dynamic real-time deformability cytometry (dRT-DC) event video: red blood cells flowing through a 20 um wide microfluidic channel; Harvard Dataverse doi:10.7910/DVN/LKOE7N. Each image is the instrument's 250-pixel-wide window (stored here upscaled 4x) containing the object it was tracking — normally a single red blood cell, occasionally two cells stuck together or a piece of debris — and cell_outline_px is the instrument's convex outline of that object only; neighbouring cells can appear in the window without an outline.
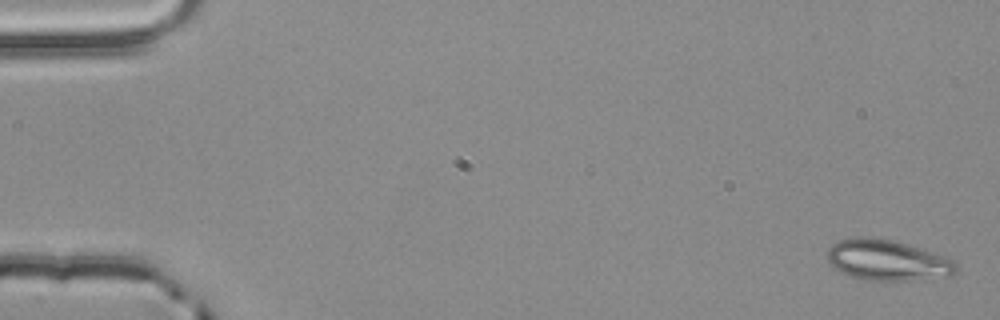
{"species": "common noctule bat (a hibernating species)", "species_latin": "Nyctalus noctula", "temperature_condition": "room temperature", "stored_images_in_passage": 4, "camera_frame_rate_fps": 3000, "um_per_image_px": 0.085, "animal": {"sex": "male", "body_mass_g": 20.4}, "frame": {"image": 1, "passage_image": 1, "time_ms": 0.0, "image_size_px": [1000, 320], "cell_outline_px": [[956, 272], [948, 276], [912, 280], [864, 280], [848, 276], [832, 268], [828, 260], [828, 248], [832, 244], [840, 240], [860, 236], [868, 236], [892, 240], [908, 244], [956, 260]], "centroid_in_image_um": [75.39, 22.12], "position_along_channel_um": 9.6, "area_um2": 30.69}}